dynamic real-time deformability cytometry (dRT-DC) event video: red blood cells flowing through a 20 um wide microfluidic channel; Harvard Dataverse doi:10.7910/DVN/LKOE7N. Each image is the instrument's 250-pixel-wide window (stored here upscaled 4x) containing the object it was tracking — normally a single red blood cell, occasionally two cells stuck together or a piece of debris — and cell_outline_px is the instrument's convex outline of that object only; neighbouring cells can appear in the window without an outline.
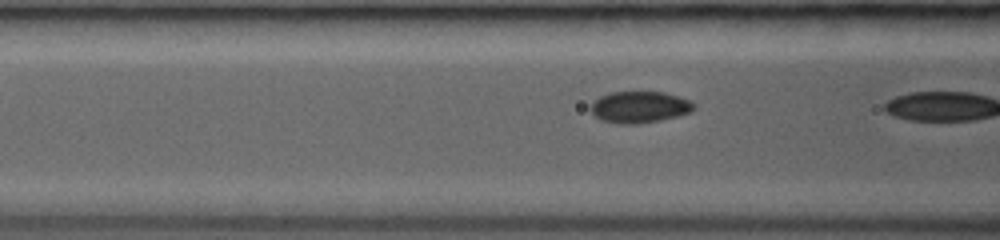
{"species": "common noctule bat (a hibernating species)", "species_latin": "Nyctalus noctula", "temperature_condition": "room temperature", "stored_images_in_passage": 7, "segment_of_instrument_passage": [2, 2], "camera_frame_rate_fps": 3000, "um_per_image_px": 0.085, "animal": {"sex": "female", "body_mass_g": 19.0, "forearm_length_mm": 53.3}, "frame": {"image": 1, "passage_image": 7, "time_ms": 5.0, "image_size_px": [1000, 240], "cell_outline_px": [[696, 108], [692, 112], [660, 120], [636, 124], [620, 124], [600, 120], [588, 108], [592, 100], [600, 96], [612, 92], [664, 92], [680, 96], [696, 104]], "centroid_in_image_um": [54.35, 9.1], "position_along_channel_um": 112.3, "area_um2": 19.19}}